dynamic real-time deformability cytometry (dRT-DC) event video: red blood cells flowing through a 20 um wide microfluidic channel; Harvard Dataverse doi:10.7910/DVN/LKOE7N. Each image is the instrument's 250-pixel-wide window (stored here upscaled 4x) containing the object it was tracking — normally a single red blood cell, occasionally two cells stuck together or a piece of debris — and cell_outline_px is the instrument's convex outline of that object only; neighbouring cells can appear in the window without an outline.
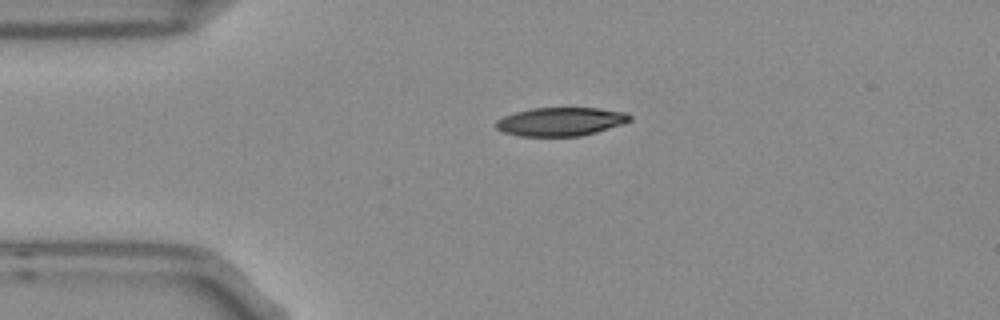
{"species": "Egyptian fruit bat (a non-hibernating species)", "species_latin": "Rousettus aegyptiacus", "temperature_condition": "room temperature", "stored_images_in_passage": 3, "camera_frame_rate_fps": 3000, "um_per_image_px": 0.085, "frame": {"image": 1, "passage_image": 1, "time_ms": 0.0, "image_size_px": [1000, 320], "cell_outline_px": [[632, 120], [624, 124], [596, 132], [580, 136], [520, 136], [504, 132], [496, 128], [496, 120], [504, 116], [516, 112], [532, 108], [596, 108], [624, 112], [632, 116]], "centroid_in_image_um": [47.68, 10.34], "position_along_channel_um": 37.3, "area_um2": 22.2}}
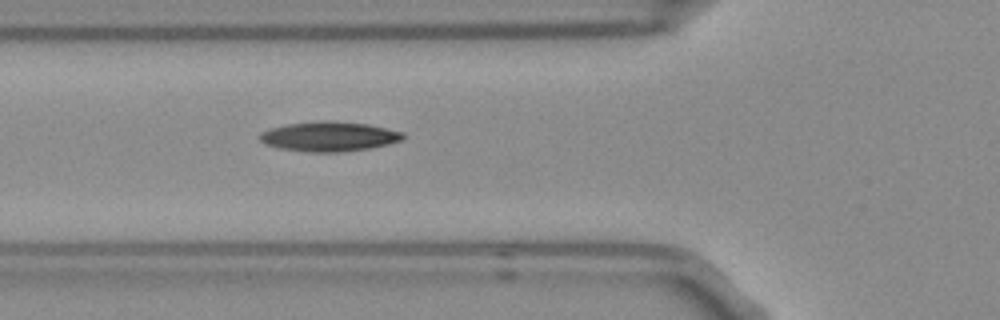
{"frame": {"image": 2, "passage_image": 3, "time_ms": 0.667, "image_size_px": [1000, 320], "cell_outline_px": [[404, 136], [400, 140], [388, 144], [368, 148], [340, 152], [308, 152], [280, 148], [264, 144], [260, 140], [260, 132], [268, 128], [288, 124], [316, 120], [332, 120], [368, 124], [404, 132]], "centroid_in_image_um": [27.93, 11.58], "position_along_channel_um": 97.9, "area_um2": 24.91}}